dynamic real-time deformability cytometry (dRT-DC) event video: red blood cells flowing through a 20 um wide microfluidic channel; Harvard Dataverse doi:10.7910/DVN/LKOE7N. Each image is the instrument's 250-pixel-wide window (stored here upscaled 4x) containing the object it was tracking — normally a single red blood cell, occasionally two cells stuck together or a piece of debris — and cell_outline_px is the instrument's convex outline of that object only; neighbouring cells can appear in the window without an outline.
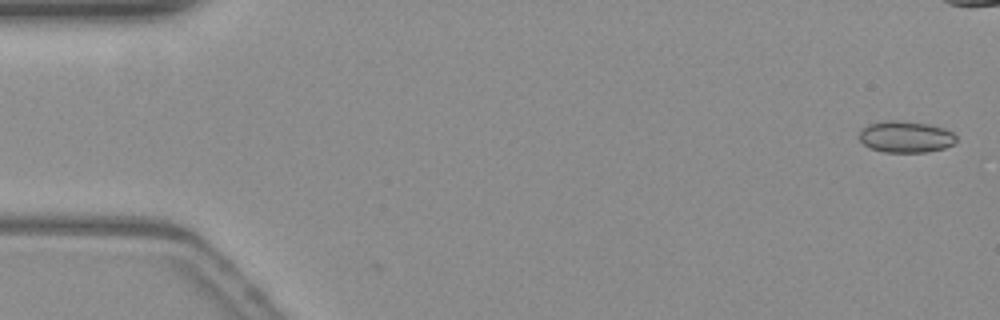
{"species": "common noctule bat (a hibernating species)", "species_latin": "Nyctalus noctula", "temperature_condition": "warm", "stored_images_in_passage": 4, "camera_frame_rate_fps": 3000, "um_per_image_px": 0.085, "animal": {"sex": "female", "body_mass_g": 19.3, "forearm_length_mm": 54.1}, "frame": {"image": 1, "passage_image": 2, "time_ms": 0.333, "image_size_px": [1000, 320], "cell_outline_px": [[956, 140], [952, 144], [944, 148], [924, 152], [884, 152], [872, 148], [864, 144], [860, 140], [860, 132], [868, 124], [888, 120], [892, 120], [924, 124], [940, 128], [952, 132], [956, 136]], "centroid_in_image_um": [76.96, 11.64], "position_along_channel_um": 8.0, "area_um2": 17.28}}